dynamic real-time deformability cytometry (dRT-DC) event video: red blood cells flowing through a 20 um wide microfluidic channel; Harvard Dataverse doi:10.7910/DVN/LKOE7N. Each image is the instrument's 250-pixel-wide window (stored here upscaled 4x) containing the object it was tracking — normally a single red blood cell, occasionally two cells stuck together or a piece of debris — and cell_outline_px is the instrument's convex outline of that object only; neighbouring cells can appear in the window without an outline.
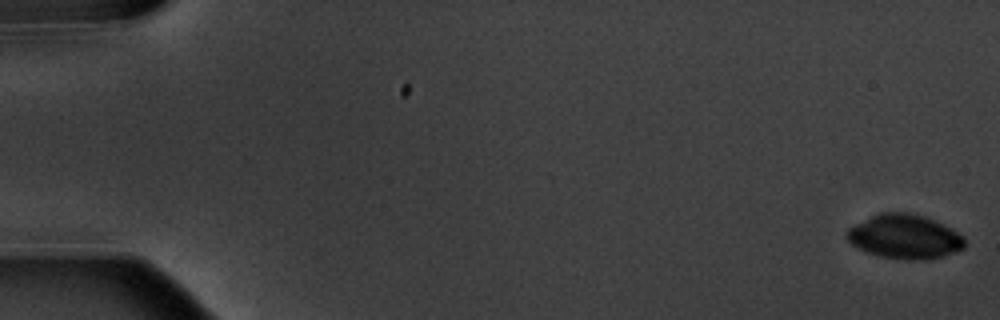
{"species": "common noctule bat (a hibernating species)", "species_latin": "Nyctalus noctula", "temperature_condition": "warm", "stored_images_in_passage": 4, "segment_of_instrument_passage": [2, 2], "camera_frame_rate_fps": 3000, "um_per_image_px": 0.085, "animal": {"sex": "male", "body_mass_g": 20.1, "forearm_length_mm": 53.5}, "frame": {"image": 1, "passage_image": 4, "time_ms": 3.667, "image_size_px": [1000, 320], "cell_outline_px": [[964, 248], [940, 256], [924, 260], [908, 260], [880, 256], [868, 252], [852, 244], [844, 236], [848, 228], [880, 212], [908, 212], [924, 216], [944, 224], [964, 236]], "centroid_in_image_um": [76.89, 20.1], "position_along_channel_um": 8.1, "area_um2": 30.11}}